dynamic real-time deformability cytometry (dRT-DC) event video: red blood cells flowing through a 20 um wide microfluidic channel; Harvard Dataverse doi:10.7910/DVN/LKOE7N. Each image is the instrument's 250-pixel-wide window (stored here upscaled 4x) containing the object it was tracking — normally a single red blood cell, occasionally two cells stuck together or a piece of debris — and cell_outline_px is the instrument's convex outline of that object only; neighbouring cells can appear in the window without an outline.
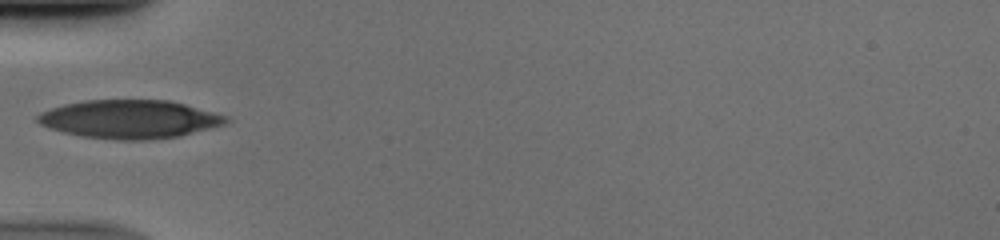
{"species": "human", "species_latin": "Homo sapiens", "temperature_condition": "cold", "stored_images_in_passage": 34, "camera_frame_rate_fps": 3000, "um_per_image_px": 0.085, "donor": {"sex": "male"}, "frame": {"image": 1, "passage_image": 1, "time_ms": 0.0, "image_size_px": [1000, 240], "cell_outline_px": [[228, 120], [224, 124], [180, 136], [148, 140], [116, 140], [80, 136], [48, 128], [40, 124], [36, 120], [36, 116], [40, 112], [64, 104], [84, 100], [168, 100], [184, 104], [228, 116]], "centroid_in_image_um": [10.98, 10.13], "position_along_channel_um": 74.0, "area_um2": 42.14}}
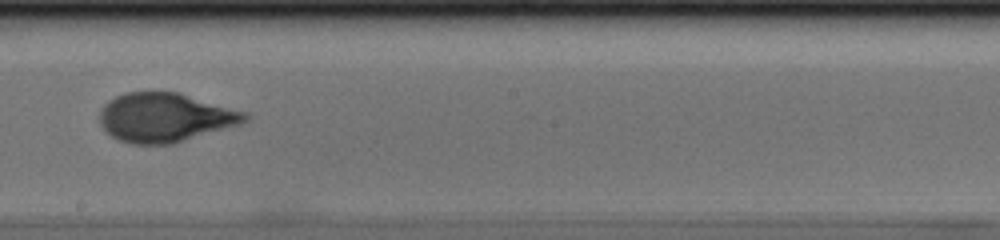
{"frame": {"image": 2, "passage_image": 13, "time_ms": 4.0, "image_size_px": [1000, 240], "cell_outline_px": [[248, 120], [240, 124], [172, 144], [132, 144], [120, 140], [112, 136], [100, 124], [100, 108], [108, 100], [116, 96], [128, 92], [176, 92], [248, 112]], "centroid_in_image_um": [14.03, 9.98], "position_along_channel_um": 234.2, "area_um2": 41.27}}
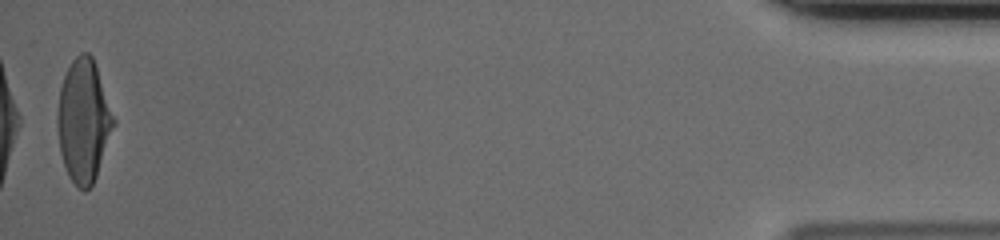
{"frame": {"image": 3, "passage_image": 34, "time_ms": 11.0, "image_size_px": [1000, 240], "cell_outline_px": [[116, 124], [96, 176], [92, 184], [84, 192], [76, 188], [68, 176], [60, 152], [56, 124], [56, 112], [60, 88], [64, 76], [72, 60], [80, 52], [88, 52], [92, 56], [116, 120]], "centroid_in_image_um": [7.09, 10.29], "position_along_channel_um": 428.1, "area_um2": 40.46}}